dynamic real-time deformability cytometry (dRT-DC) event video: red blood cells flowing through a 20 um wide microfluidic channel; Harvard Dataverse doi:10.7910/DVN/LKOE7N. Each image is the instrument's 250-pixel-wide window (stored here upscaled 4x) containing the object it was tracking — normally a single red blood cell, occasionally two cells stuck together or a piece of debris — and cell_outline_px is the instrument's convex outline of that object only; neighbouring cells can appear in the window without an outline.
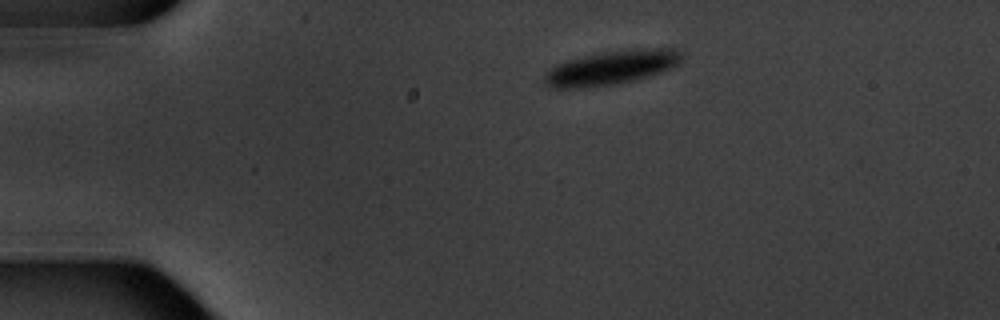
{"species": "common noctule bat (a hibernating species)", "species_latin": "Nyctalus noctula", "temperature_condition": "warm", "stored_images_in_passage": 6, "camera_frame_rate_fps": 3000, "um_per_image_px": 0.085, "animal": {"sex": "male", "body_mass_g": 20.1, "forearm_length_mm": 53.5}, "frame": {"image": 1, "passage_image": 6, "time_ms": 7.0, "image_size_px": [1000, 320], "cell_outline_px": [[684, 60], [680, 64], [672, 68], [636, 80], [616, 84], [584, 88], [552, 88], [544, 84], [544, 76], [556, 64], [568, 60], [596, 52], [640, 48], [680, 48]], "centroid_in_image_um": [52.03, 5.73], "position_along_channel_um": 33.0, "area_um2": 27.8}}